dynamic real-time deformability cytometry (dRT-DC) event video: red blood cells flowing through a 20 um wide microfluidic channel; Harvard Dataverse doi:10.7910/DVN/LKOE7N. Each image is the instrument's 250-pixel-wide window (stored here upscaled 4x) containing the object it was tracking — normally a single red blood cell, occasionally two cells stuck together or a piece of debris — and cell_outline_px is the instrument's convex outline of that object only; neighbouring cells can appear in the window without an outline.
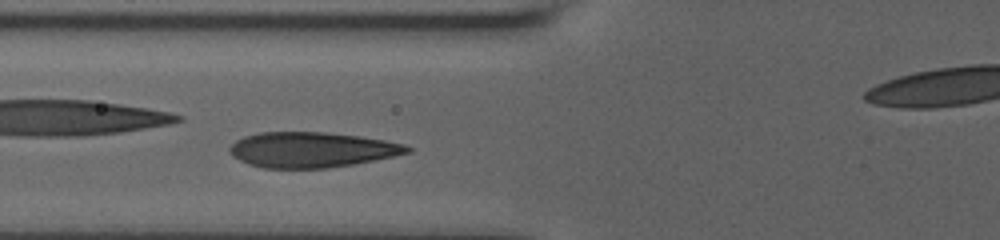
{"species": "human", "species_latin": "Homo sapiens", "temperature_condition": "room temperature", "stored_images_in_passage": 11, "camera_frame_rate_fps": 3000, "um_per_image_px": 0.085, "donor": {"sex": "male"}, "frame": {"image": 1, "passage_image": 7, "time_ms": 4.667, "image_size_px": [1000, 240], "cell_outline_px": [[412, 152], [352, 164], [328, 168], [264, 168], [248, 164], [232, 156], [228, 152], [228, 148], [236, 140], [244, 136], [260, 132], [324, 132], [360, 136], [384, 140], [404, 144], [412, 148]], "centroid_in_image_um": [26.46, 12.72], "position_along_channel_um": 99.3, "area_um2": 36.53}}
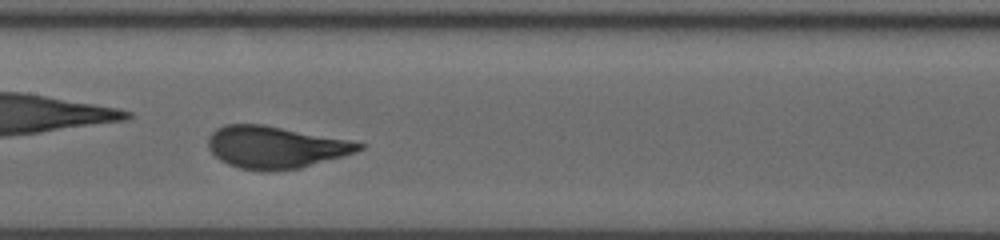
{"frame": {"image": 2, "passage_image": 10, "time_ms": 7.0, "image_size_px": [1000, 240], "cell_outline_px": [[364, 148], [356, 152], [344, 156], [300, 168], [276, 172], [264, 172], [240, 168], [228, 164], [220, 160], [208, 148], [208, 136], [216, 128], [224, 124], [264, 124], [348, 140], [364, 144]], "centroid_in_image_um": [23.39, 12.52], "position_along_channel_um": 184.0, "area_um2": 37.22}}